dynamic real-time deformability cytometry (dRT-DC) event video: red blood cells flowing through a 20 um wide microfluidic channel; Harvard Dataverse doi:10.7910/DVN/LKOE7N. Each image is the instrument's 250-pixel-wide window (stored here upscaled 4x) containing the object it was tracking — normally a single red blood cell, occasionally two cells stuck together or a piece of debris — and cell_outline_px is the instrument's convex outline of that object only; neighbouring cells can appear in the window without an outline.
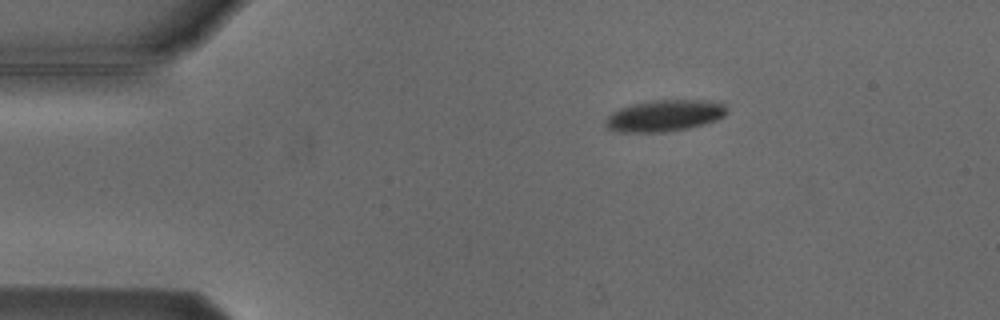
{"species": "Egyptian fruit bat (a non-hibernating species)", "species_latin": "Rousettus aegyptiacus", "temperature_condition": "cold", "stored_images_in_passage": 4, "camera_frame_rate_fps": 3000, "um_per_image_px": 0.085, "animal": {"sex": "male"}, "frame": {"image": 1, "passage_image": 1, "time_ms": 0.0, "image_size_px": [1000, 320], "cell_outline_px": [[728, 112], [724, 116], [716, 120], [684, 128], [664, 132], [620, 132], [608, 128], [604, 124], [604, 120], [612, 112], [620, 108], [632, 104], [652, 100], [704, 100], [724, 104], [728, 108]], "centroid_in_image_um": [56.46, 9.82], "position_along_channel_um": 28.5, "area_um2": 22.08}}
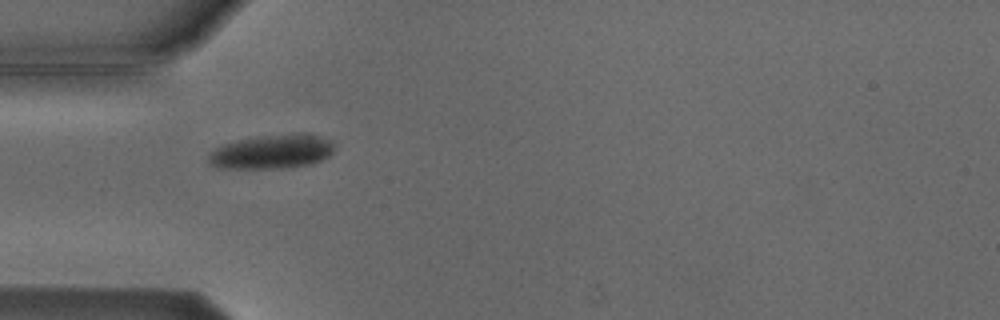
{"frame": {"image": 2, "passage_image": 3, "time_ms": 2.333, "image_size_px": [1000, 320], "cell_outline_px": [[336, 148], [328, 156], [320, 160], [308, 164], [280, 168], [224, 168], [208, 164], [208, 152], [220, 144], [236, 140], [256, 136], [316, 136], [332, 140], [336, 144]], "centroid_in_image_um": [23.02, 12.92], "position_along_channel_um": 62.0, "area_um2": 24.51}}